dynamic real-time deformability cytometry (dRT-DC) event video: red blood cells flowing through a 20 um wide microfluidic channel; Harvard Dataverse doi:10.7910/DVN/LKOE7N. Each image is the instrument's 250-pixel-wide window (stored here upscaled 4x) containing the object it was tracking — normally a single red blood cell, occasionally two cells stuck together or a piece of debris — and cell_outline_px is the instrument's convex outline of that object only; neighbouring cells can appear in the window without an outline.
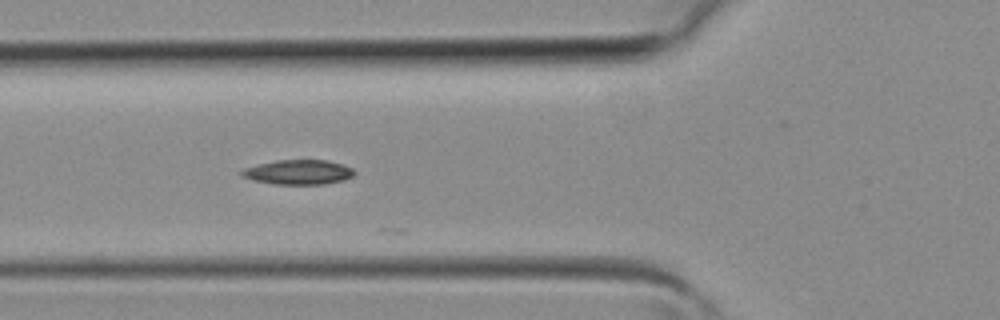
{"species": "common noctule bat (a hibernating species)", "species_latin": "Nyctalus noctula", "temperature_condition": "room temperature", "stored_images_in_passage": 9, "camera_frame_rate_fps": 3000, "um_per_image_px": 0.085, "animal": {"sex": "female", "body_mass_g": 19.3, "forearm_length_mm": 54.1}, "frame": {"image": 1, "passage_image": 6, "time_ms": 1.667, "image_size_px": [1000, 320], "cell_outline_px": [[356, 172], [352, 176], [344, 180], [324, 184], [272, 184], [252, 180], [240, 176], [236, 172], [244, 168], [276, 160], [328, 160], [344, 164], [352, 168]], "centroid_in_image_um": [25.33, 14.63], "position_along_channel_um": 100.5, "area_um2": 16.42}}
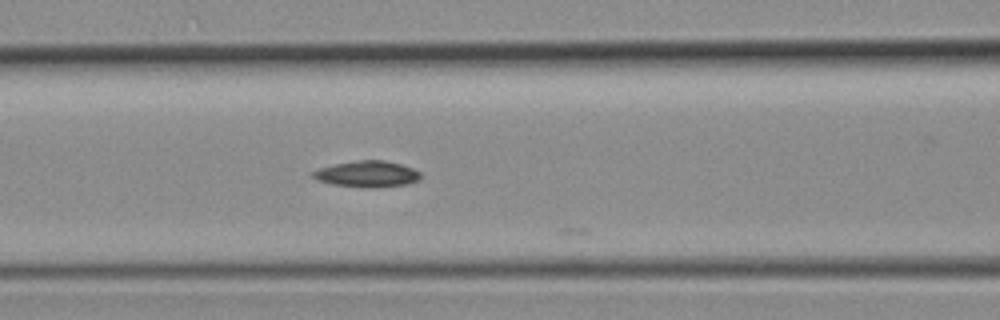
{"frame": {"image": 2, "passage_image": 8, "time_ms": 2.333, "image_size_px": [1000, 320], "cell_outline_px": [[420, 180], [408, 184], [372, 188], [368, 188], [332, 184], [316, 180], [312, 176], [312, 172], [320, 168], [336, 164], [360, 160], [384, 160], [400, 164], [412, 168], [420, 172]], "centroid_in_image_um": [31.23, 14.8], "position_along_channel_um": 135.4, "area_um2": 16.36}}